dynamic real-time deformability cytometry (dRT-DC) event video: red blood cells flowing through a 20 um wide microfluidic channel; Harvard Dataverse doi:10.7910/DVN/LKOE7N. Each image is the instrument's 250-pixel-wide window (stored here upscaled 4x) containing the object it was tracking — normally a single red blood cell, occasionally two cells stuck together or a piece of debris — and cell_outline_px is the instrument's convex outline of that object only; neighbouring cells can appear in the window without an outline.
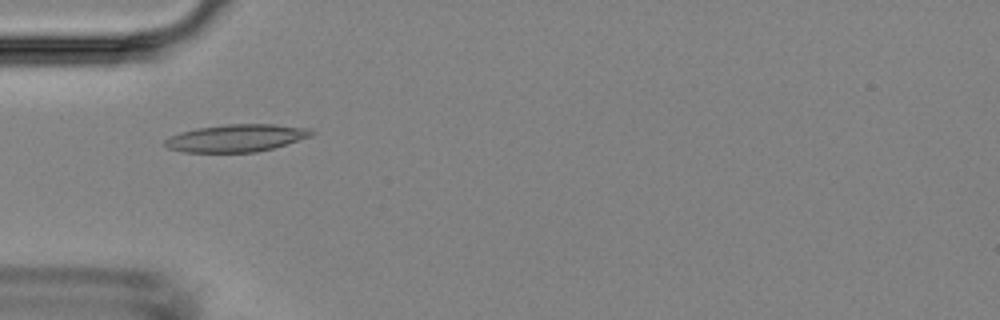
{"species": "Egyptian fruit bat (a non-hibernating species)", "species_latin": "Rousettus aegyptiacus", "temperature_condition": "room temperature", "stored_images_in_passage": 50, "camera_frame_rate_fps": 3000, "um_per_image_px": 0.085, "animal": {"sex": "female"}, "frame": {"image": 1, "passage_image": 16, "time_ms": 5.0, "image_size_px": [1000, 320], "cell_outline_px": [[316, 132], [312, 136], [272, 148], [256, 152], [184, 152], [168, 148], [164, 144], [164, 140], [180, 132], [196, 128], [228, 124], [276, 124], [312, 128]], "centroid_in_image_um": [20.13, 11.72], "position_along_channel_um": 64.9, "area_um2": 23.47}}
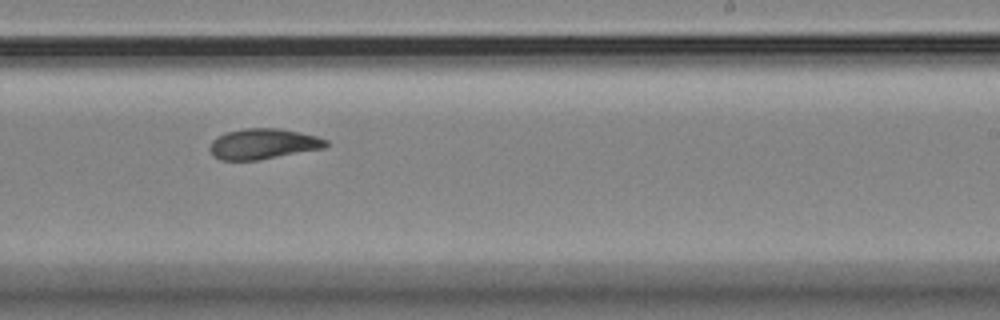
{"frame": {"image": 2, "passage_image": 31, "time_ms": 10.0, "image_size_px": [1000, 320], "cell_outline_px": [[328, 144], [324, 148], [260, 160], [220, 160], [212, 156], [208, 148], [212, 140], [216, 136], [224, 132], [244, 128], [280, 128], [300, 132], [316, 136], [328, 140]], "centroid_in_image_um": [22.32, 12.23], "position_along_channel_um": 266.7, "area_um2": 20.98}}
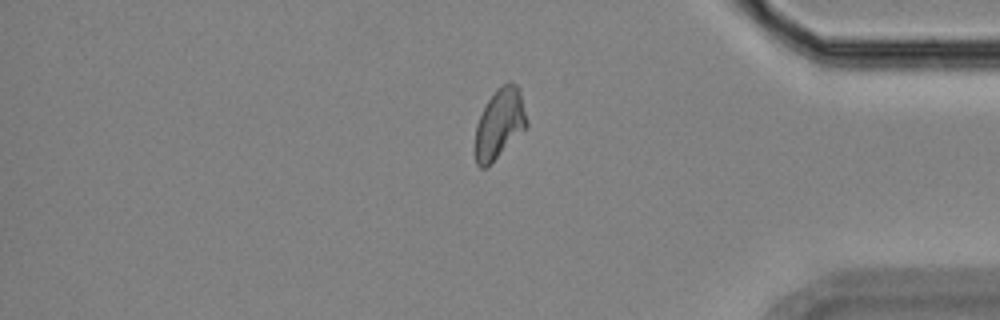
{"frame": {"image": 3, "passage_image": 42, "time_ms": 13.667, "image_size_px": [1000, 320], "cell_outline_px": [[528, 124], [488, 168], [480, 168], [476, 164], [476, 124], [488, 100], [496, 88], [508, 80], [516, 84], [520, 88], [528, 120]], "centroid_in_image_um": [42.48, 10.48], "position_along_channel_um": 392.7, "area_um2": 21.04}}